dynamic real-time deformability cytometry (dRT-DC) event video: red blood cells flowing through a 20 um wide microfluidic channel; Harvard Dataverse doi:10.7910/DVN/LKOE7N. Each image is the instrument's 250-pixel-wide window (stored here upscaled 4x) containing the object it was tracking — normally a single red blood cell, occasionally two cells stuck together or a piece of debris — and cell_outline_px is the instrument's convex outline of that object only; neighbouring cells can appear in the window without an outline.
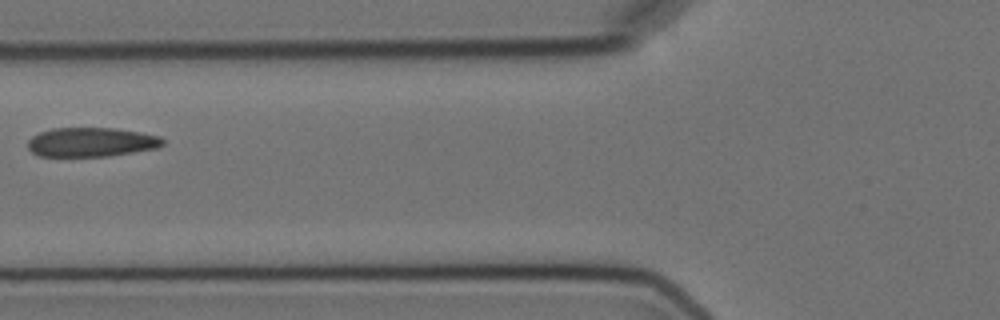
{"species": "Egyptian fruit bat (a non-hibernating species)", "species_latin": "Rousettus aegyptiacus", "temperature_condition": "cold", "stored_images_in_passage": 8, "camera_frame_rate_fps": 3000, "um_per_image_px": 0.085, "animal": {"sex": "female"}, "frame": {"image": 1, "passage_image": 3, "time_ms": 2.333, "image_size_px": [1000, 320], "cell_outline_px": [[164, 144], [156, 148], [108, 156], [40, 156], [32, 152], [28, 148], [28, 140], [32, 136], [40, 132], [52, 128], [112, 128], [160, 136], [164, 140]], "centroid_in_image_um": [7.73, 12.08], "position_along_channel_um": 118.1, "area_um2": 22.77}}
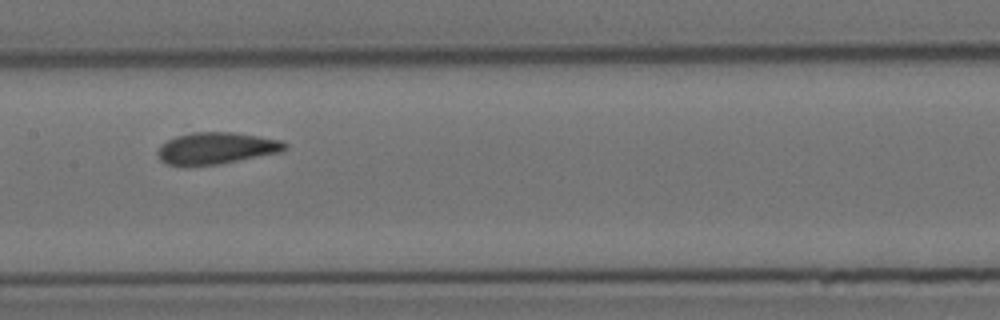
{"frame": {"image": 2, "passage_image": 5, "time_ms": 4.333, "image_size_px": [1000, 320], "cell_outline_px": [[288, 148], [280, 152], [216, 164], [168, 164], [160, 160], [156, 152], [168, 140], [176, 136], [196, 132], [232, 132], [284, 140], [288, 144]], "centroid_in_image_um": [18.45, 12.57], "position_along_channel_um": 188.9, "area_um2": 22.95}}
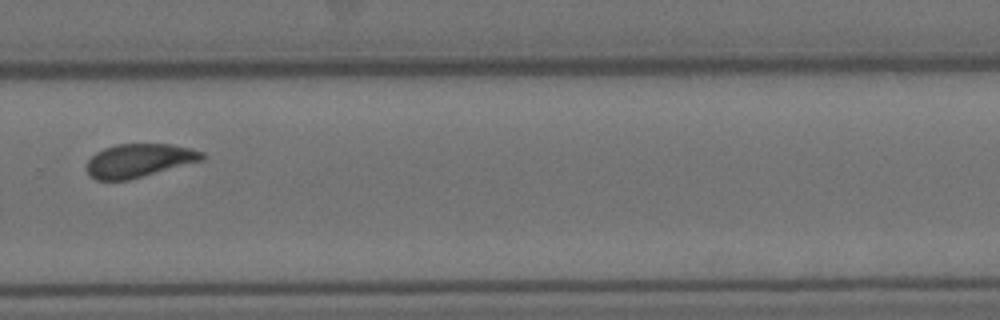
{"frame": {"image": 3, "passage_image": 8, "time_ms": 8.0, "image_size_px": [1000, 320], "cell_outline_px": [[204, 160], [144, 176], [128, 180], [96, 180], [88, 176], [84, 168], [88, 160], [96, 152], [104, 148], [116, 144], [168, 144], [192, 148], [204, 152]], "centroid_in_image_um": [11.79, 13.65], "position_along_channel_um": 318.0, "area_um2": 22.77}}